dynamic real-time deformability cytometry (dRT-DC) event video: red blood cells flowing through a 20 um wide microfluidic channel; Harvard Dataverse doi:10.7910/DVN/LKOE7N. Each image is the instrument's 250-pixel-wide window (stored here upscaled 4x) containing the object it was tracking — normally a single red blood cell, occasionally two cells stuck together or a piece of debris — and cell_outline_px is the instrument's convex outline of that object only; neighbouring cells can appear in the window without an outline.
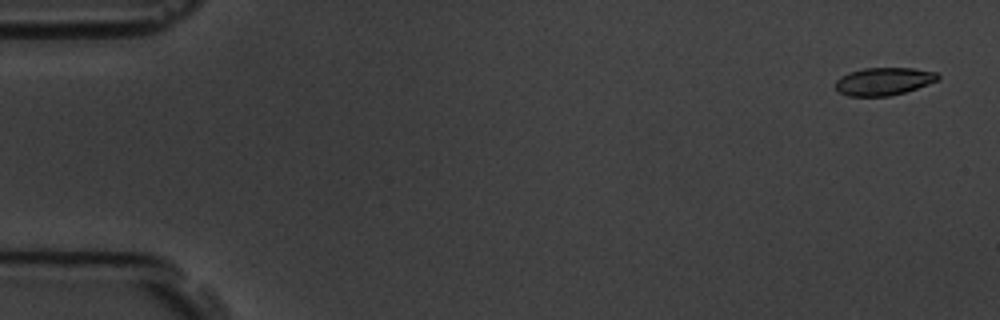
{"species": "common noctule bat (a hibernating species)", "species_latin": "Nyctalus noctula", "temperature_condition": "room temperature", "stored_images_in_passage": 4, "camera_frame_rate_fps": 3000, "um_per_image_px": 0.085, "animal": {"sex": "male", "body_mass_g": 19.5, "forearm_length_mm": 54.6}, "frame": {"image": 1, "passage_image": 1, "time_ms": 0.0, "image_size_px": [1000, 320], "cell_outline_px": [[940, 80], [904, 92], [888, 96], [848, 96], [840, 92], [836, 88], [836, 80], [840, 76], [848, 72], [864, 68], [912, 68], [936, 72], [940, 76]], "centroid_in_image_um": [75.12, 6.91], "position_along_channel_um": 9.9, "area_um2": 16.53}}